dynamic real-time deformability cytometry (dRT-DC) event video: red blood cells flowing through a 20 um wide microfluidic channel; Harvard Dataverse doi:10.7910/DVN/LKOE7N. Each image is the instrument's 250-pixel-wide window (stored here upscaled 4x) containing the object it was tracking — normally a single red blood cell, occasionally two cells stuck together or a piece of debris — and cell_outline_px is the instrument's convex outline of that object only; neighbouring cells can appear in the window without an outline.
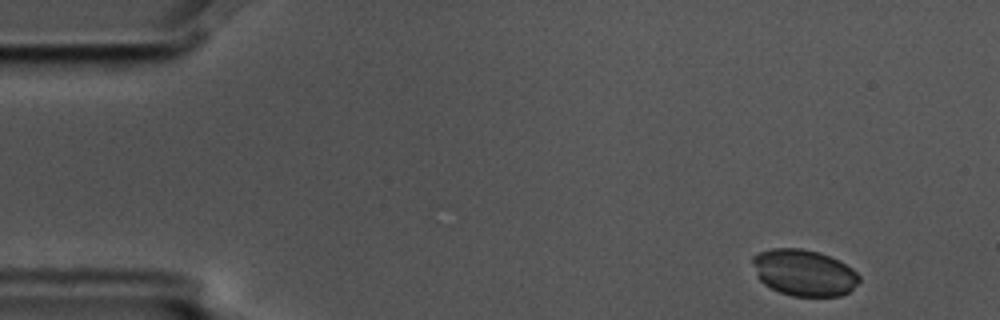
{"species": "common noctule bat (a hibernating species)", "species_latin": "Nyctalus noctula", "temperature_condition": "cold", "stored_images_in_passage": 4, "camera_frame_rate_fps": 3000, "um_per_image_px": 0.085, "animal": {"sex": "male", "body_mass_g": 17.5, "forearm_length_mm": 52.3}, "frame": {"image": 1, "passage_image": 1, "time_ms": 0.0, "image_size_px": [1000, 320], "cell_outline_px": [[860, 280], [848, 292], [840, 296], [792, 296], [780, 292], [764, 284], [756, 276], [752, 260], [752, 256], [760, 252], [772, 248], [800, 248], [820, 252], [840, 260], [852, 268], [860, 276]], "centroid_in_image_um": [68.34, 23.17], "position_along_channel_um": 16.7, "area_um2": 28.9}}